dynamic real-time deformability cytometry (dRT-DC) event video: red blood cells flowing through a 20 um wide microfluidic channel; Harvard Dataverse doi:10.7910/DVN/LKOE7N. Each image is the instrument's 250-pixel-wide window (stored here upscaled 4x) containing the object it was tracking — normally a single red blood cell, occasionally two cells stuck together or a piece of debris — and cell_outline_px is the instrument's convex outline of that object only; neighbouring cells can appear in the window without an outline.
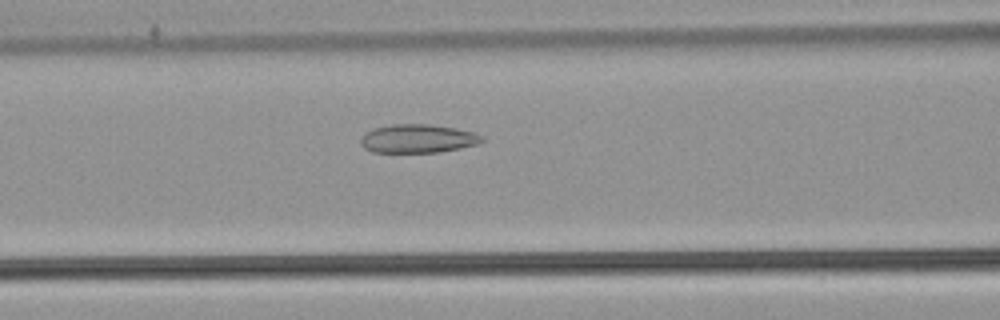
{"species": "common noctule bat (a hibernating species)", "species_latin": "Nyctalus noctula", "temperature_condition": "warm", "stored_images_in_passage": 40, "camera_frame_rate_fps": 3000, "um_per_image_px": 0.085, "animal": {"sex": "male", "body_mass_g": 21.5, "forearm_length_mm": 52.0}, "frame": {"image": 1, "passage_image": 10, "time_ms": 3.0, "image_size_px": [1000, 320], "cell_outline_px": [[484, 140], [476, 144], [460, 148], [440, 152], [372, 152], [364, 148], [360, 144], [360, 136], [364, 132], [376, 128], [392, 124], [428, 124], [456, 128], [472, 132], [484, 136]], "centroid_in_image_um": [35.48, 11.78], "position_along_channel_um": 131.1, "area_um2": 20.23}}
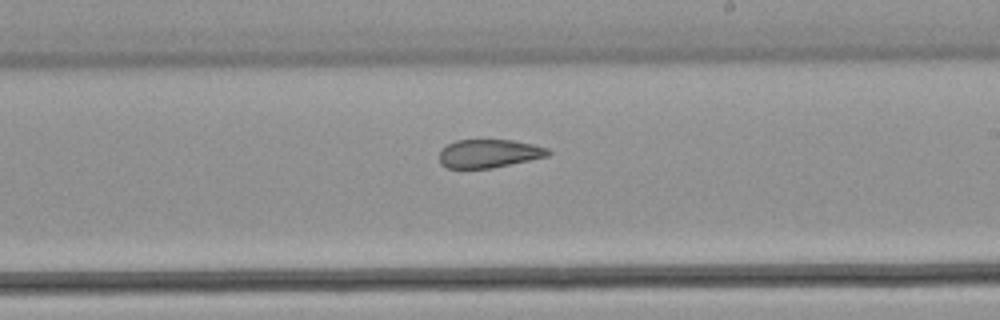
{"frame": {"image": 2, "passage_image": 19, "time_ms": 6.0, "image_size_px": [1000, 320], "cell_outline_px": [[552, 152], [548, 156], [492, 168], [448, 168], [440, 164], [440, 148], [456, 140], [512, 140], [532, 144], [548, 148]], "centroid_in_image_um": [41.55, 13.04], "position_along_channel_um": 247.4, "area_um2": 17.98}}
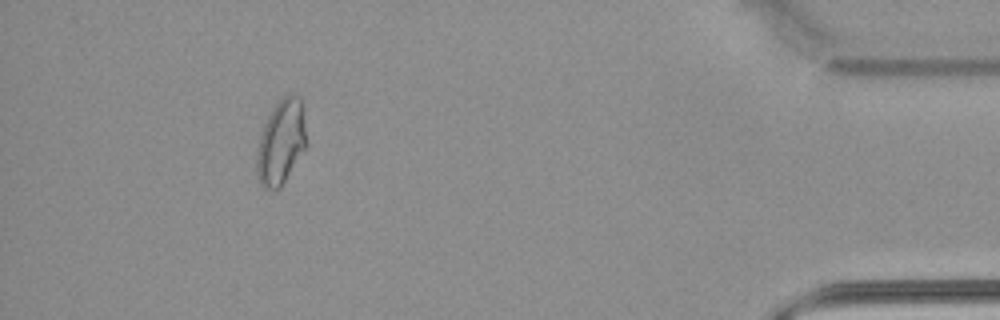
{"frame": {"image": 3, "passage_image": 36, "time_ms": 11.667, "image_size_px": [1000, 320], "cell_outline_px": [[308, 144], [280, 188], [264, 188], [260, 184], [256, 172], [256, 156], [260, 136], [264, 124], [272, 108], [284, 96], [292, 92], [300, 96]], "centroid_in_image_um": [23.9, 12.06], "position_along_channel_um": 411.3, "area_um2": 24.51}, "authors_computed_cell_mechanics": {"area_um2": 20.4323, "velocity_mm_per_s": 3.8933, "shape_relaxation_time_tau1_ms": null, "shape_relaxation_time_tau2_ms": 2.2356, "deformation_change_tau1": null, "deformation_change_tau2": 0.0981}}